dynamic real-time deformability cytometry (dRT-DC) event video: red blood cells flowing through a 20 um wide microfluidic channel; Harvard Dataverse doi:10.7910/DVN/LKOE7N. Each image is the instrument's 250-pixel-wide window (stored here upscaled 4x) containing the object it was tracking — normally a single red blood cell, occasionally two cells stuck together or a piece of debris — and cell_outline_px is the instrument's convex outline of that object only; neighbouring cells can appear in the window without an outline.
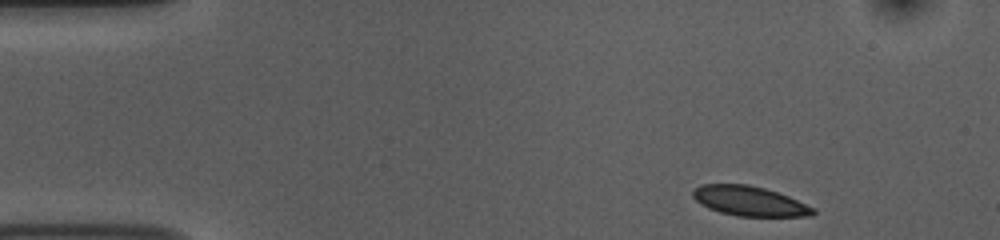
{"species": "common noctule bat (a hibernating species)", "species_latin": "Nyctalus noctula", "temperature_condition": "room temperature", "stored_images_in_passage": 48, "camera_frame_rate_fps": 3000, "um_per_image_px": 0.085, "animal": {"sex": "female", "body_mass_g": 10.0, "forearm_length_mm": 53.1}, "frame": {"image": 1, "passage_image": 1, "time_ms": 0.0, "image_size_px": [1000, 240], "cell_outline_px": [[816, 212], [812, 216], [736, 216], [720, 212], [708, 208], [700, 204], [692, 196], [692, 192], [700, 184], [748, 184], [764, 188], [788, 196], [816, 208]], "centroid_in_image_um": [63.71, 17.09], "position_along_channel_um": 21.3, "area_um2": 20.87}}
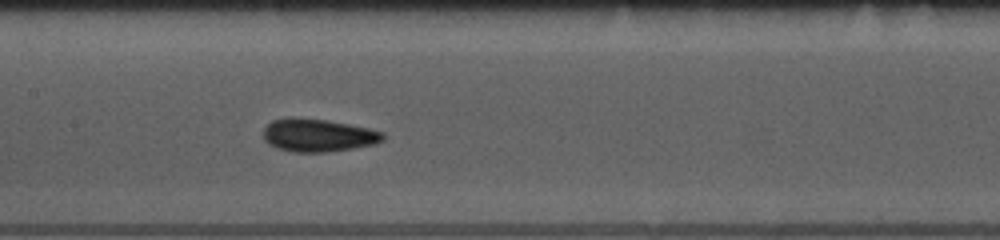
{"frame": {"image": 2, "passage_image": 20, "time_ms": 6.333, "image_size_px": [1000, 240], "cell_outline_px": [[384, 140], [376, 144], [352, 148], [324, 152], [296, 152], [276, 148], [268, 144], [264, 140], [264, 128], [272, 120], [328, 120], [368, 128], [384, 132]], "centroid_in_image_um": [27.09, 11.54], "position_along_channel_um": 180.3, "area_um2": 22.25}}
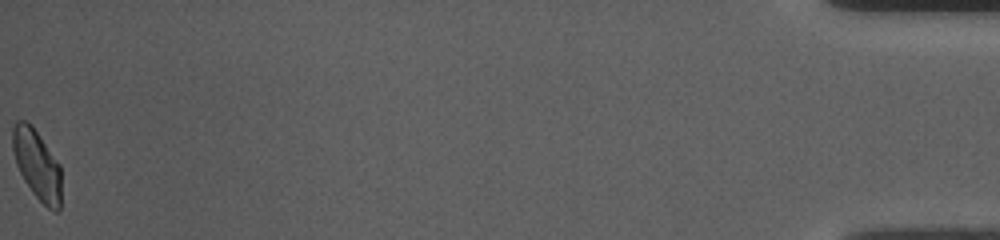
{"frame": {"image": 3, "passage_image": 48, "time_ms": 15.667, "image_size_px": [1000, 240], "cell_outline_px": [[60, 208], [56, 212], [48, 208], [32, 192], [24, 180], [16, 164], [12, 148], [12, 128], [16, 120], [24, 120], [32, 124], [60, 164]], "centroid_in_image_um": [3.13, 13.95], "position_along_channel_um": 432.1, "area_um2": 19.83}, "authors_computed_cell_mechanics": {"area_um2": 21.2993, "velocity_mm_per_s": 3.7549, "shape_relaxation_time_tau1_ms": 3.1587, "shape_relaxation_time_tau2_ms": 2.1811, "deformation_change_tau1": 0.0911, "deformation_change_tau2": 0.063}}